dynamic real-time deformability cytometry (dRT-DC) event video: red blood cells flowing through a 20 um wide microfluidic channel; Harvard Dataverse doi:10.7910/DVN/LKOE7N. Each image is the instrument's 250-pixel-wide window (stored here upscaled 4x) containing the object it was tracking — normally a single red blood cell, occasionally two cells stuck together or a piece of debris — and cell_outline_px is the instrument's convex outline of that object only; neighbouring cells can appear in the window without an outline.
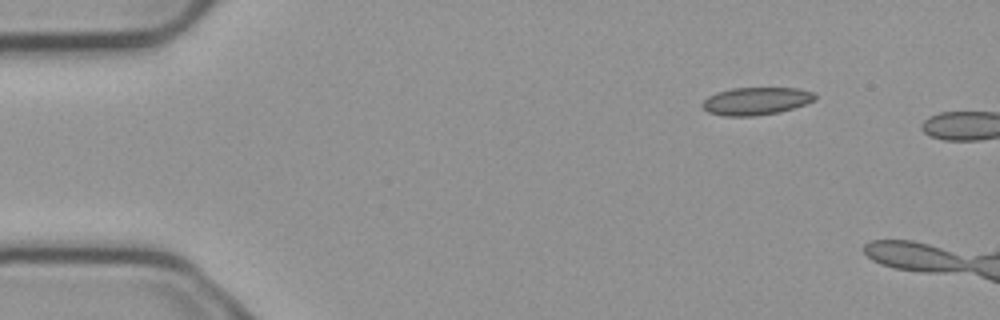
{"species": "common noctule bat (a hibernating species)", "species_latin": "Nyctalus noctula", "temperature_condition": "cold", "stored_images_in_passage": 2, "camera_frame_rate_fps": 3000, "um_per_image_px": 0.085, "animal": {"sex": "male", "body_mass_g": 23.1, "forearm_length_mm": 52.7}, "frame": {"image": 1, "passage_image": 1, "time_ms": 0.0, "image_size_px": [1000, 320], "cell_outline_px": [[816, 100], [780, 112], [756, 116], [724, 116], [708, 112], [700, 104], [708, 96], [716, 92], [732, 88], [800, 88], [812, 92], [816, 96]], "centroid_in_image_um": [64.25, 8.59], "position_along_channel_um": 20.8, "area_um2": 18.21}}